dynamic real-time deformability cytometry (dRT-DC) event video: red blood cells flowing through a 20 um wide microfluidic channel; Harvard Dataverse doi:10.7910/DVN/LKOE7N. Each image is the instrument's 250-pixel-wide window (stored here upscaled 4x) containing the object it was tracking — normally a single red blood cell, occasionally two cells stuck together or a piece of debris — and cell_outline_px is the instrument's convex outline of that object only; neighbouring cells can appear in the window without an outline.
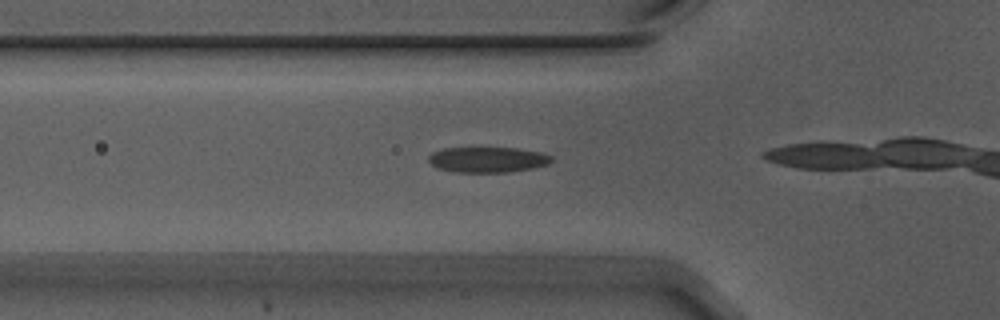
{"species": "Egyptian fruit bat (a non-hibernating species)", "species_latin": "Rousettus aegyptiacus", "temperature_condition": "warm", "stored_images_in_passage": 6, "camera_frame_rate_fps": 3000, "um_per_image_px": 0.085, "animal": {"sex": "male"}, "frame": {"image": 1, "passage_image": 4, "time_ms": 1.0, "image_size_px": [1000, 320], "cell_outline_px": [[552, 160], [548, 164], [532, 168], [508, 172], [456, 172], [440, 168], [432, 164], [428, 160], [428, 156], [432, 152], [444, 148], [516, 148], [540, 152], [552, 156]], "centroid_in_image_um": [41.45, 13.56], "position_along_channel_um": 84.3, "area_um2": 18.09}}